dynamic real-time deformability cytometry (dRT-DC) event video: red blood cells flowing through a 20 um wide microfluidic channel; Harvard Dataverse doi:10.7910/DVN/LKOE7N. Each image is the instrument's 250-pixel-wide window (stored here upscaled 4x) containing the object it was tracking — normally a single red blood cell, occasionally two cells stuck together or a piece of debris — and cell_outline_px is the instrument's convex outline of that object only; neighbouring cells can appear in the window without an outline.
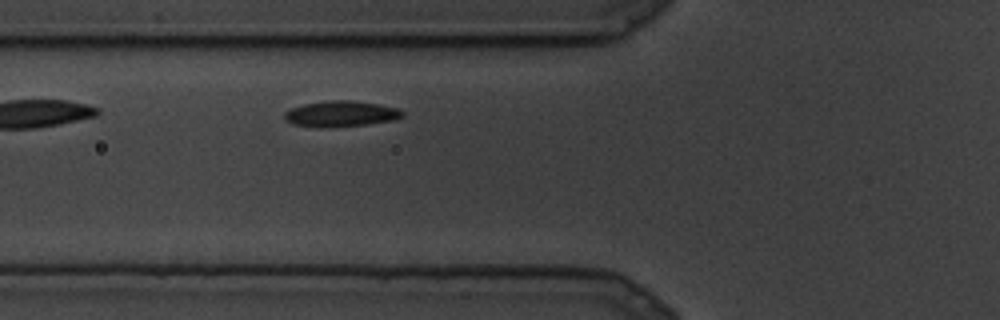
{"species": "common noctule bat (a hibernating species)", "species_latin": "Nyctalus noctula", "temperature_condition": "cold", "stored_images_in_passage": 4, "camera_frame_rate_fps": 3000, "um_per_image_px": 0.085, "animal": {"sex": "male", "body_mass_g": 19.5, "forearm_length_mm": 54.6}, "frame": {"image": 1, "passage_image": 4, "time_ms": 1.0, "image_size_px": [1000, 320], "cell_outline_px": [[404, 116], [392, 120], [364, 124], [328, 128], [320, 128], [292, 124], [284, 116], [284, 112], [292, 108], [304, 104], [336, 100], [348, 100], [376, 104], [396, 108], [404, 112]], "centroid_in_image_um": [28.95, 9.69], "position_along_channel_um": 96.9, "area_um2": 17.4}}